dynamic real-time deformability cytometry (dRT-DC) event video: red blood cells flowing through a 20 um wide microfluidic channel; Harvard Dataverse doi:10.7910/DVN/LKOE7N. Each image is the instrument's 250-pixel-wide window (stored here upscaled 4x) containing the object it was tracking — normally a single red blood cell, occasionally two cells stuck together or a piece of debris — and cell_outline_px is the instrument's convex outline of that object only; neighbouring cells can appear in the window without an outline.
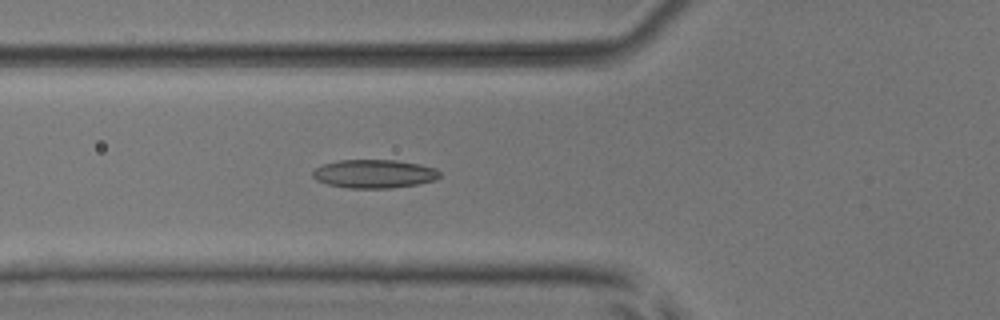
{"species": "common noctule bat (a hibernating species)", "species_latin": "Nyctalus noctula", "temperature_condition": "room temperature", "stored_images_in_passage": 53, "camera_frame_rate_fps": 3000, "um_per_image_px": 0.085, "animal": {"sex": "male", "body_mass_g": 17.9, "forearm_length_mm": 54.2}, "frame": {"image": 1, "passage_image": 20, "time_ms": 6.333, "image_size_px": [1000, 320], "cell_outline_px": [[440, 176], [436, 180], [416, 184], [392, 188], [348, 188], [328, 184], [316, 180], [312, 176], [312, 172], [316, 168], [324, 164], [340, 160], [396, 160], [420, 164], [436, 168], [440, 172]], "centroid_in_image_um": [31.82, 14.77], "position_along_channel_um": 94.0, "area_um2": 21.1}}
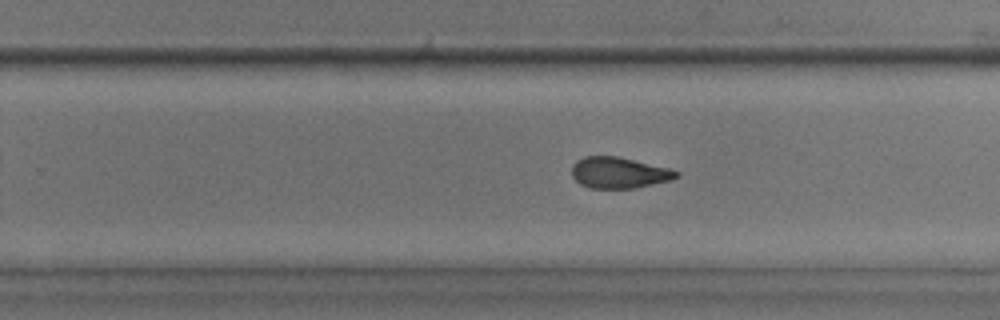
{"frame": {"image": 2, "passage_image": 34, "time_ms": 11.0, "image_size_px": [1000, 320], "cell_outline_px": [[680, 176], [672, 180], [632, 188], [588, 188], [580, 184], [572, 176], [572, 164], [576, 160], [584, 156], [616, 156], [668, 168], [680, 172]], "centroid_in_image_um": [52.59, 14.68], "position_along_channel_um": 277.2, "area_um2": 18.9}}
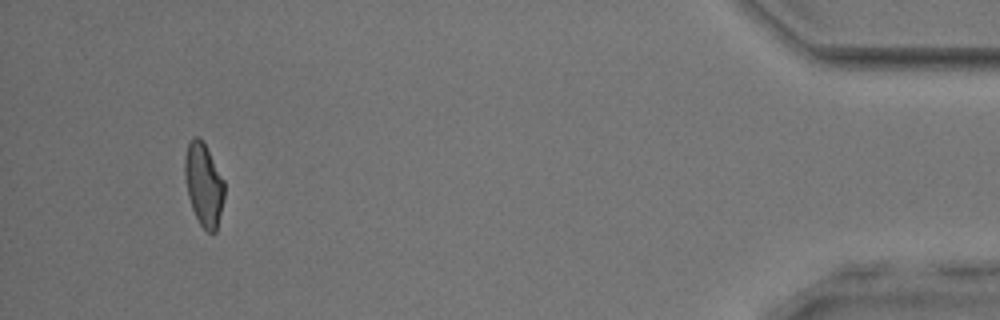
{"frame": {"image": 3, "passage_image": 50, "time_ms": 16.333, "image_size_px": [1000, 320], "cell_outline_px": [[224, 196], [216, 232], [208, 232], [200, 224], [192, 208], [188, 196], [184, 176], [184, 156], [188, 144], [192, 136], [200, 136], [224, 180]], "centroid_in_image_um": [17.3, 15.65], "position_along_channel_um": 417.9, "area_um2": 19.02}, "authors_computed_cell_mechanics": {"area_um2": 19.941, "velocity_mm_per_s": 3.9352, "shape_relaxation_time_tau1_ms": 5.9567, "shape_relaxation_time_tau2_ms": 2.7019, "deformation_change_tau1": 0.149, "deformation_change_tau2": 0.1035}}